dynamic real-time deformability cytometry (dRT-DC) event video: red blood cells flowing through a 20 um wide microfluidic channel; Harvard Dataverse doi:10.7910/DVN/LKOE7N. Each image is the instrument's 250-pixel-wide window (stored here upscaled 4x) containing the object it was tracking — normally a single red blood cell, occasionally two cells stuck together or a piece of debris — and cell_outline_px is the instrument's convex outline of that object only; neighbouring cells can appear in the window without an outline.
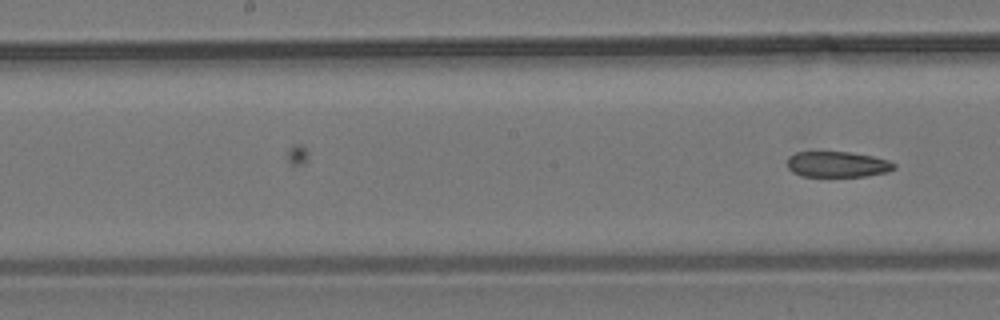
{"species": "common noctule bat (a hibernating species)", "species_latin": "Nyctalus noctula", "temperature_condition": "room temperature", "stored_images_in_passage": 5, "camera_frame_rate_fps": 3000, "um_per_image_px": 0.085, "animal": {"sex": "male", "body_mass_g": 19.2, "forearm_length_mm": 51.8}, "frame": {"image": 1, "passage_image": 5, "time_ms": 1.333, "image_size_px": [1000, 320], "cell_outline_px": [[896, 168], [888, 172], [864, 176], [804, 176], [792, 172], [788, 168], [788, 156], [796, 152], [848, 152], [872, 156], [888, 160], [896, 164]], "centroid_in_image_um": [71.19, 13.97], "position_along_channel_um": 177.0, "area_um2": 15.95}}